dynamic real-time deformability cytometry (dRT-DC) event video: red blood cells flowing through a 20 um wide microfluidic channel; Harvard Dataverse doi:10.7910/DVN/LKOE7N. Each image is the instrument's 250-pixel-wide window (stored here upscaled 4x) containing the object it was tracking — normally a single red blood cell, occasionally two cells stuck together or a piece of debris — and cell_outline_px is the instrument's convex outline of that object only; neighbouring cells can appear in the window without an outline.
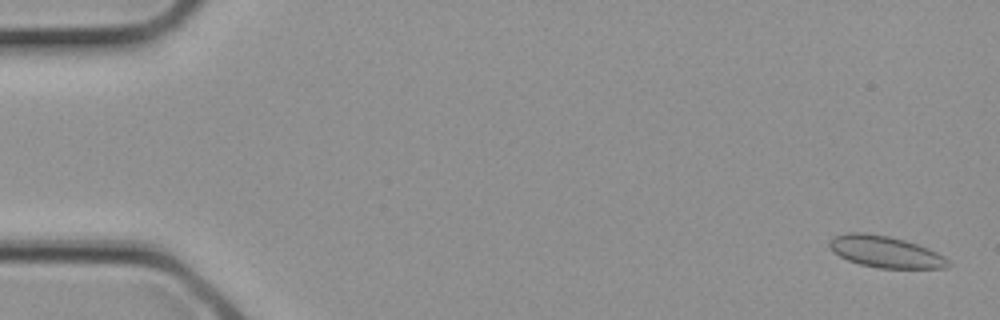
{"species": "common noctule bat (a hibernating species)", "species_latin": "Nyctalus noctula", "temperature_condition": "cold", "stored_images_in_passage": 2, "segment_of_instrument_passage": [2, 2], "camera_frame_rate_fps": 3000, "um_per_image_px": 0.085, "animal": {"sex": "female", "body_mass_g": 21.9}, "frame": {"image": 1, "passage_image": 2, "time_ms": 0.333, "image_size_px": [1000, 320], "cell_outline_px": [[952, 264], [948, 268], [880, 268], [860, 264], [848, 260], [832, 252], [828, 244], [828, 240], [832, 236], [848, 232], [864, 232], [888, 236], [904, 240], [928, 248], [944, 256]], "centroid_in_image_um": [75.23, 21.39], "position_along_channel_um": 9.8, "area_um2": 21.96}}